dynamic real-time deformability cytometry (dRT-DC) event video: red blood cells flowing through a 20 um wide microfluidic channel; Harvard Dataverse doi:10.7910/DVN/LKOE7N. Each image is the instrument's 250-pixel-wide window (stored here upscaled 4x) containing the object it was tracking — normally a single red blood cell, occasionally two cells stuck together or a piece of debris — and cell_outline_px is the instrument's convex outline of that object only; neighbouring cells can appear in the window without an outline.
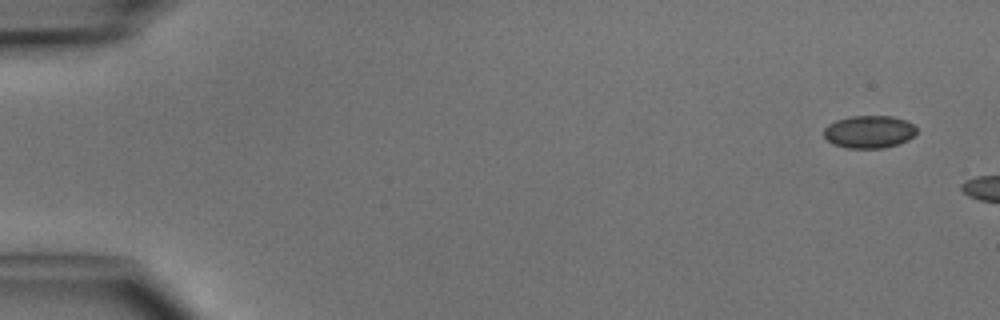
{"species": "common noctule bat (a hibernating species)", "species_latin": "Nyctalus noctula", "temperature_condition": "cold", "stored_images_in_passage": 2, "camera_frame_rate_fps": 3000, "um_per_image_px": 0.085, "animal": {"sex": "male", "body_mass_g": 15.6}, "frame": {"image": 1, "passage_image": 1, "time_ms": 0.0, "image_size_px": [1000, 320], "cell_outline_px": [[916, 132], [908, 140], [884, 148], [848, 148], [832, 144], [824, 136], [824, 128], [828, 124], [836, 120], [852, 116], [892, 116], [904, 120], [912, 124], [916, 128]], "centroid_in_image_um": [73.85, 11.2], "position_along_channel_um": 11.2, "area_um2": 17.51}}